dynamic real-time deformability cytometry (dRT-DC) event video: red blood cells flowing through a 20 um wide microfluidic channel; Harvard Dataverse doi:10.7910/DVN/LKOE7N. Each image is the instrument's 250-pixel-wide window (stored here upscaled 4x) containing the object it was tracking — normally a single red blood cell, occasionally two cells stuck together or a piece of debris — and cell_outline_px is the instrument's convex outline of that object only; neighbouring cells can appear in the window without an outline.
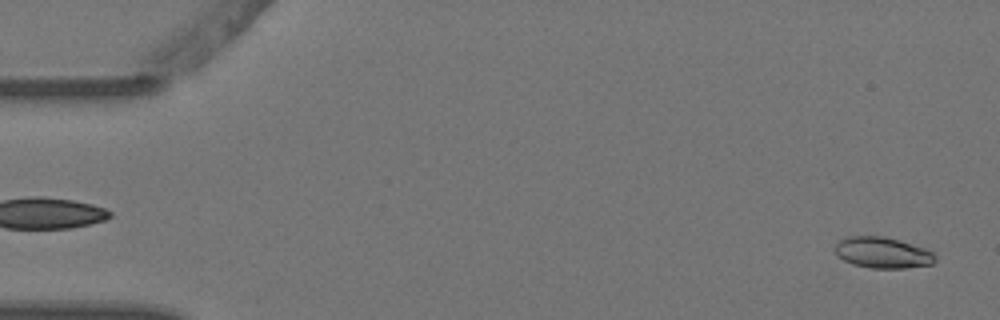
{"species": "Egyptian fruit bat (a non-hibernating species)", "species_latin": "Rousettus aegyptiacus", "temperature_condition": "warm", "stored_images_in_passage": 5, "segment_of_instrument_passage": [2, 2], "camera_frame_rate_fps": 3000, "um_per_image_px": 0.085, "animal": {"sex": "female"}, "frame": {"image": 1, "passage_image": 5, "time_ms": 1.333, "image_size_px": [1000, 320], "cell_outline_px": [[936, 260], [932, 264], [904, 268], [872, 268], [852, 264], [836, 256], [836, 244], [844, 236], [884, 236], [924, 248], [932, 252], [936, 256]], "centroid_in_image_um": [75.0, 21.47], "position_along_channel_um": 10.0, "area_um2": 18.03}}